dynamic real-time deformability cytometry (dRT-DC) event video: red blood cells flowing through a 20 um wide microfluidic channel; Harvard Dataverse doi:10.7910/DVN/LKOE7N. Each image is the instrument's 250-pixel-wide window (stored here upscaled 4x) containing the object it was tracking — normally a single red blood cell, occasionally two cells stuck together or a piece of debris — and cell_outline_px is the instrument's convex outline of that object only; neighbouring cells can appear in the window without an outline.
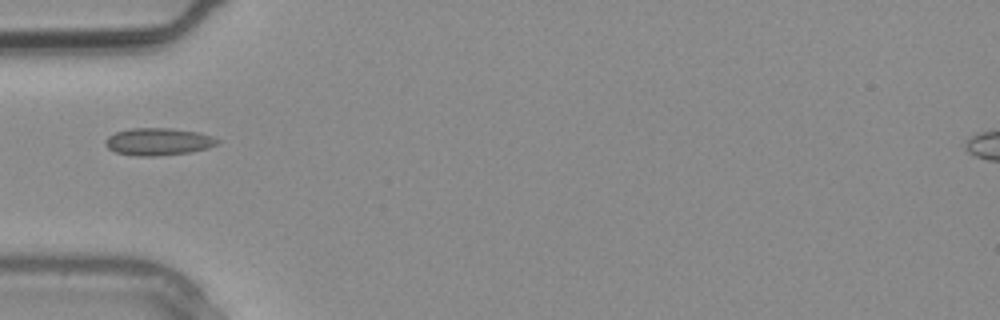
{"species": "common noctule bat (a hibernating species)", "species_latin": "Nyctalus noctula", "temperature_condition": "warm", "stored_images_in_passage": 3, "camera_frame_rate_fps": 3000, "um_per_image_px": 0.085, "animal": {"sex": "male", "body_mass_g": 20.4}, "frame": {"image": 1, "passage_image": 3, "time_ms": 0.667, "image_size_px": [1000, 320], "cell_outline_px": [[220, 140], [216, 144], [208, 148], [192, 152], [156, 156], [136, 156], [116, 152], [108, 148], [104, 144], [104, 140], [108, 136], [116, 132], [132, 128], [168, 128], [200, 132], [212, 136]], "centroid_in_image_um": [13.45, 12.04], "position_along_channel_um": 71.5, "area_um2": 17.92}}